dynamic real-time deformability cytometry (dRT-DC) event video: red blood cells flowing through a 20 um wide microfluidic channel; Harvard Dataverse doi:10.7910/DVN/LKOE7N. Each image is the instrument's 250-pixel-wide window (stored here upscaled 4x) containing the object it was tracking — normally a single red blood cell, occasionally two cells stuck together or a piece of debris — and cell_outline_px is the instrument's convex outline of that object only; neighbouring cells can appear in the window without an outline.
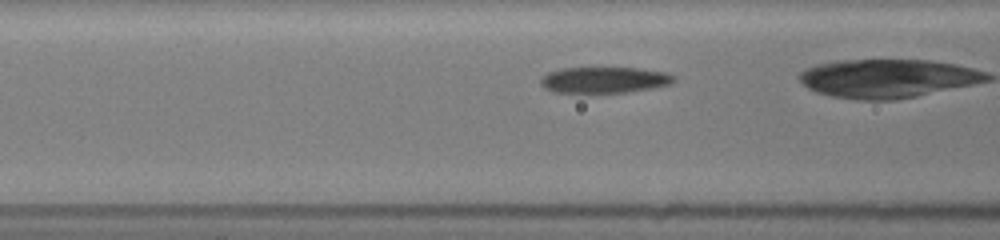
{"species": "common noctule bat (a hibernating species)", "species_latin": "Nyctalus noctula", "temperature_condition": "room temperature", "stored_images_in_passage": 6, "camera_frame_rate_fps": 3000, "um_per_image_px": 0.085, "animal": {"sex": "female", "body_mass_g": 19.5, "forearm_length_mm": 54.1}, "frame": {"image": 1, "passage_image": 4, "time_ms": 1.333, "image_size_px": [1000, 240], "cell_outline_px": [[676, 80], [668, 84], [652, 88], [628, 92], [552, 92], [544, 88], [540, 84], [540, 80], [548, 72], [560, 68], [640, 68], [664, 72], [676, 76]], "centroid_in_image_um": [51.35, 6.79], "position_along_channel_um": 115.2, "area_um2": 20.17}}